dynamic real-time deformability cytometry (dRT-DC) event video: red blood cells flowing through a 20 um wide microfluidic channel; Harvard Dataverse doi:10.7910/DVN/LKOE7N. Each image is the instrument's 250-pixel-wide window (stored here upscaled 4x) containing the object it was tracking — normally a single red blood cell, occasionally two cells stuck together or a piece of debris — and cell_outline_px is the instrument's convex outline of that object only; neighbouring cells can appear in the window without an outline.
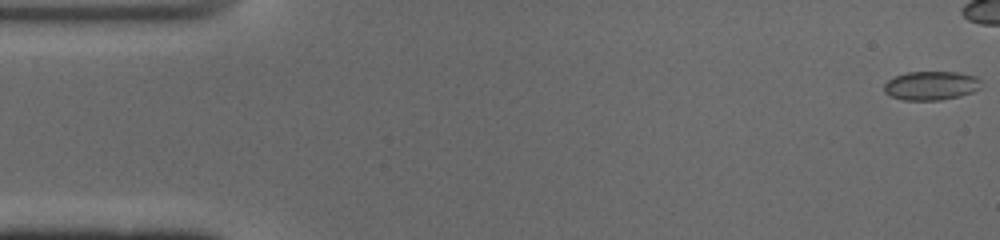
{"species": "common noctule bat (a hibernating species)", "species_latin": "Nyctalus noctula", "temperature_condition": "cold", "stored_images_in_passage": 40, "camera_frame_rate_fps": 3000, "um_per_image_px": 0.085, "animal": {"sex": "male", "body_mass_g": 19.0, "forearm_length_mm": 50.8}, "frame": {"image": 1, "passage_image": 1, "time_ms": 0.0, "image_size_px": [1000, 240], "cell_outline_px": [[980, 88], [972, 92], [960, 96], [940, 100], [904, 100], [892, 96], [884, 92], [884, 84], [892, 76], [908, 72], [960, 72], [976, 76], [980, 80]], "centroid_in_image_um": [79.14, 7.27], "position_along_channel_um": 5.9, "area_um2": 16.42}}
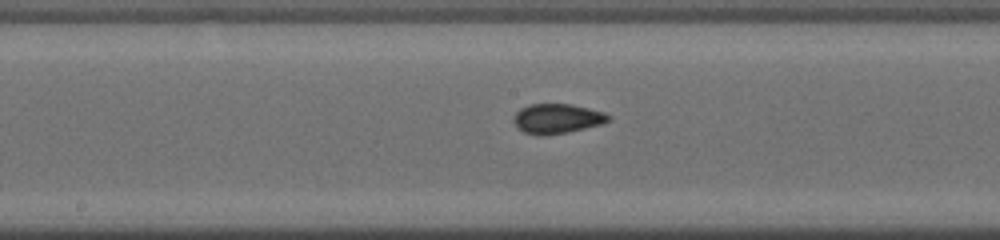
{"frame": {"image": 2, "passage_image": 26, "time_ms": 8.333, "image_size_px": [1000, 240], "cell_outline_px": [[608, 120], [600, 124], [568, 132], [524, 132], [516, 124], [516, 112], [520, 108], [532, 104], [572, 104], [604, 112], [608, 116]], "centroid_in_image_um": [47.4, 10.02], "position_along_channel_um": 200.8, "area_um2": 15.32}}
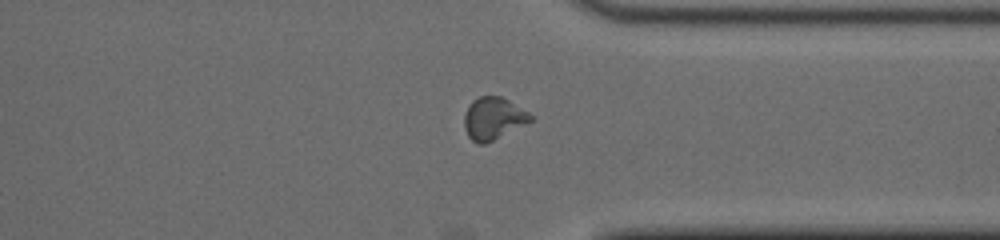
{"frame": {"image": 3, "passage_image": 39, "time_ms": 12.667, "image_size_px": [1000, 240], "cell_outline_px": [[532, 120], [484, 144], [476, 144], [468, 136], [464, 128], [464, 116], [468, 104], [472, 100], [480, 96], [500, 96], [508, 100], [528, 112], [532, 116]], "centroid_in_image_um": [41.87, 10.05], "position_along_channel_um": 369.5, "area_um2": 16.07}}